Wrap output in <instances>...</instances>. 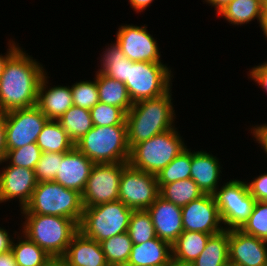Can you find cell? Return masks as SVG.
Wrapping results in <instances>:
<instances>
[{"label": "cell", "instance_id": "5", "mask_svg": "<svg viewBox=\"0 0 267 266\" xmlns=\"http://www.w3.org/2000/svg\"><path fill=\"white\" fill-rule=\"evenodd\" d=\"M74 146L94 164L128 163L130 157L126 125L94 126Z\"/></svg>", "mask_w": 267, "mask_h": 266}, {"label": "cell", "instance_id": "22", "mask_svg": "<svg viewBox=\"0 0 267 266\" xmlns=\"http://www.w3.org/2000/svg\"><path fill=\"white\" fill-rule=\"evenodd\" d=\"M172 263L171 244L158 237L141 244H133L127 264L168 266Z\"/></svg>", "mask_w": 267, "mask_h": 266}, {"label": "cell", "instance_id": "18", "mask_svg": "<svg viewBox=\"0 0 267 266\" xmlns=\"http://www.w3.org/2000/svg\"><path fill=\"white\" fill-rule=\"evenodd\" d=\"M94 163L75 146L63 156L54 182L82 194Z\"/></svg>", "mask_w": 267, "mask_h": 266}, {"label": "cell", "instance_id": "34", "mask_svg": "<svg viewBox=\"0 0 267 266\" xmlns=\"http://www.w3.org/2000/svg\"><path fill=\"white\" fill-rule=\"evenodd\" d=\"M127 233L133 244H141L157 237L150 213L147 209L133 210Z\"/></svg>", "mask_w": 267, "mask_h": 266}, {"label": "cell", "instance_id": "46", "mask_svg": "<svg viewBox=\"0 0 267 266\" xmlns=\"http://www.w3.org/2000/svg\"><path fill=\"white\" fill-rule=\"evenodd\" d=\"M0 266H18L12 250L0 253Z\"/></svg>", "mask_w": 267, "mask_h": 266}, {"label": "cell", "instance_id": "35", "mask_svg": "<svg viewBox=\"0 0 267 266\" xmlns=\"http://www.w3.org/2000/svg\"><path fill=\"white\" fill-rule=\"evenodd\" d=\"M240 230L245 234L267 241V202H255L251 215Z\"/></svg>", "mask_w": 267, "mask_h": 266}, {"label": "cell", "instance_id": "3", "mask_svg": "<svg viewBox=\"0 0 267 266\" xmlns=\"http://www.w3.org/2000/svg\"><path fill=\"white\" fill-rule=\"evenodd\" d=\"M22 233L53 259H61L72 237L79 231L70 218L52 215L23 214Z\"/></svg>", "mask_w": 267, "mask_h": 266}, {"label": "cell", "instance_id": "50", "mask_svg": "<svg viewBox=\"0 0 267 266\" xmlns=\"http://www.w3.org/2000/svg\"><path fill=\"white\" fill-rule=\"evenodd\" d=\"M47 266H66L60 259H53Z\"/></svg>", "mask_w": 267, "mask_h": 266}, {"label": "cell", "instance_id": "44", "mask_svg": "<svg viewBox=\"0 0 267 266\" xmlns=\"http://www.w3.org/2000/svg\"><path fill=\"white\" fill-rule=\"evenodd\" d=\"M10 237L8 231L0 227V253L11 250L13 240Z\"/></svg>", "mask_w": 267, "mask_h": 266}, {"label": "cell", "instance_id": "49", "mask_svg": "<svg viewBox=\"0 0 267 266\" xmlns=\"http://www.w3.org/2000/svg\"><path fill=\"white\" fill-rule=\"evenodd\" d=\"M261 29L263 31V34L265 35V38H267V12H264V16L261 23Z\"/></svg>", "mask_w": 267, "mask_h": 266}, {"label": "cell", "instance_id": "26", "mask_svg": "<svg viewBox=\"0 0 267 266\" xmlns=\"http://www.w3.org/2000/svg\"><path fill=\"white\" fill-rule=\"evenodd\" d=\"M217 15L233 25L241 26L257 19L261 26L264 11L261 0H233Z\"/></svg>", "mask_w": 267, "mask_h": 266}, {"label": "cell", "instance_id": "40", "mask_svg": "<svg viewBox=\"0 0 267 266\" xmlns=\"http://www.w3.org/2000/svg\"><path fill=\"white\" fill-rule=\"evenodd\" d=\"M250 194L256 201L267 202V173L257 176L247 183Z\"/></svg>", "mask_w": 267, "mask_h": 266}, {"label": "cell", "instance_id": "41", "mask_svg": "<svg viewBox=\"0 0 267 266\" xmlns=\"http://www.w3.org/2000/svg\"><path fill=\"white\" fill-rule=\"evenodd\" d=\"M248 76L257 82L267 93V62L254 66V68L249 71Z\"/></svg>", "mask_w": 267, "mask_h": 266}, {"label": "cell", "instance_id": "25", "mask_svg": "<svg viewBox=\"0 0 267 266\" xmlns=\"http://www.w3.org/2000/svg\"><path fill=\"white\" fill-rule=\"evenodd\" d=\"M229 230L211 235L205 249L189 266H229Z\"/></svg>", "mask_w": 267, "mask_h": 266}, {"label": "cell", "instance_id": "13", "mask_svg": "<svg viewBox=\"0 0 267 266\" xmlns=\"http://www.w3.org/2000/svg\"><path fill=\"white\" fill-rule=\"evenodd\" d=\"M116 32V44L133 62L163 63L160 59V49L153 35L148 33L146 25H120Z\"/></svg>", "mask_w": 267, "mask_h": 266}, {"label": "cell", "instance_id": "8", "mask_svg": "<svg viewBox=\"0 0 267 266\" xmlns=\"http://www.w3.org/2000/svg\"><path fill=\"white\" fill-rule=\"evenodd\" d=\"M171 72L163 63L129 60L127 81L124 84L130 100L137 103L165 94L172 88Z\"/></svg>", "mask_w": 267, "mask_h": 266}, {"label": "cell", "instance_id": "32", "mask_svg": "<svg viewBox=\"0 0 267 266\" xmlns=\"http://www.w3.org/2000/svg\"><path fill=\"white\" fill-rule=\"evenodd\" d=\"M100 244L109 266H124L127 264L133 246L127 232L112 236L103 240Z\"/></svg>", "mask_w": 267, "mask_h": 266}, {"label": "cell", "instance_id": "6", "mask_svg": "<svg viewBox=\"0 0 267 266\" xmlns=\"http://www.w3.org/2000/svg\"><path fill=\"white\" fill-rule=\"evenodd\" d=\"M176 129L172 128L135 144L130 149L128 164L157 175L187 147Z\"/></svg>", "mask_w": 267, "mask_h": 266}, {"label": "cell", "instance_id": "45", "mask_svg": "<svg viewBox=\"0 0 267 266\" xmlns=\"http://www.w3.org/2000/svg\"><path fill=\"white\" fill-rule=\"evenodd\" d=\"M9 48L7 53L3 56L2 54H0V78L2 76L3 73V69L5 66V63L7 62L8 58L19 48V45L14 42V41H9Z\"/></svg>", "mask_w": 267, "mask_h": 266}, {"label": "cell", "instance_id": "31", "mask_svg": "<svg viewBox=\"0 0 267 266\" xmlns=\"http://www.w3.org/2000/svg\"><path fill=\"white\" fill-rule=\"evenodd\" d=\"M101 67L98 72L125 83L127 81V72L129 59L116 43H112L101 55Z\"/></svg>", "mask_w": 267, "mask_h": 266}, {"label": "cell", "instance_id": "30", "mask_svg": "<svg viewBox=\"0 0 267 266\" xmlns=\"http://www.w3.org/2000/svg\"><path fill=\"white\" fill-rule=\"evenodd\" d=\"M159 195L165 200L179 207H183L204 194L198 185L189 178L163 185L160 188Z\"/></svg>", "mask_w": 267, "mask_h": 266}, {"label": "cell", "instance_id": "23", "mask_svg": "<svg viewBox=\"0 0 267 266\" xmlns=\"http://www.w3.org/2000/svg\"><path fill=\"white\" fill-rule=\"evenodd\" d=\"M211 234L183 231L172 243V262L189 266L205 249Z\"/></svg>", "mask_w": 267, "mask_h": 266}, {"label": "cell", "instance_id": "51", "mask_svg": "<svg viewBox=\"0 0 267 266\" xmlns=\"http://www.w3.org/2000/svg\"><path fill=\"white\" fill-rule=\"evenodd\" d=\"M262 8L264 12H267V0H261Z\"/></svg>", "mask_w": 267, "mask_h": 266}, {"label": "cell", "instance_id": "42", "mask_svg": "<svg viewBox=\"0 0 267 266\" xmlns=\"http://www.w3.org/2000/svg\"><path fill=\"white\" fill-rule=\"evenodd\" d=\"M251 133L255 137L257 143H259L267 154V124L256 125L251 128Z\"/></svg>", "mask_w": 267, "mask_h": 266}, {"label": "cell", "instance_id": "37", "mask_svg": "<svg viewBox=\"0 0 267 266\" xmlns=\"http://www.w3.org/2000/svg\"><path fill=\"white\" fill-rule=\"evenodd\" d=\"M76 82L70 86L73 105L91 110L99 102L96 78Z\"/></svg>", "mask_w": 267, "mask_h": 266}, {"label": "cell", "instance_id": "15", "mask_svg": "<svg viewBox=\"0 0 267 266\" xmlns=\"http://www.w3.org/2000/svg\"><path fill=\"white\" fill-rule=\"evenodd\" d=\"M0 170V203L19 200L20 210L28 204L37 186L35 171L32 169L7 165Z\"/></svg>", "mask_w": 267, "mask_h": 266}, {"label": "cell", "instance_id": "28", "mask_svg": "<svg viewBox=\"0 0 267 266\" xmlns=\"http://www.w3.org/2000/svg\"><path fill=\"white\" fill-rule=\"evenodd\" d=\"M75 144L94 127L90 110L73 105L58 120Z\"/></svg>", "mask_w": 267, "mask_h": 266}, {"label": "cell", "instance_id": "1", "mask_svg": "<svg viewBox=\"0 0 267 266\" xmlns=\"http://www.w3.org/2000/svg\"><path fill=\"white\" fill-rule=\"evenodd\" d=\"M44 70L42 64L19 47L8 58L0 78V111L36 106Z\"/></svg>", "mask_w": 267, "mask_h": 266}, {"label": "cell", "instance_id": "9", "mask_svg": "<svg viewBox=\"0 0 267 266\" xmlns=\"http://www.w3.org/2000/svg\"><path fill=\"white\" fill-rule=\"evenodd\" d=\"M224 229H240L252 213L256 199L249 192L247 182L229 180L213 194Z\"/></svg>", "mask_w": 267, "mask_h": 266}, {"label": "cell", "instance_id": "19", "mask_svg": "<svg viewBox=\"0 0 267 266\" xmlns=\"http://www.w3.org/2000/svg\"><path fill=\"white\" fill-rule=\"evenodd\" d=\"M66 266H109L101 244L78 231L60 259Z\"/></svg>", "mask_w": 267, "mask_h": 266}, {"label": "cell", "instance_id": "7", "mask_svg": "<svg viewBox=\"0 0 267 266\" xmlns=\"http://www.w3.org/2000/svg\"><path fill=\"white\" fill-rule=\"evenodd\" d=\"M133 209L120 200L84 207L79 231L98 243L112 236L127 232Z\"/></svg>", "mask_w": 267, "mask_h": 266}, {"label": "cell", "instance_id": "12", "mask_svg": "<svg viewBox=\"0 0 267 266\" xmlns=\"http://www.w3.org/2000/svg\"><path fill=\"white\" fill-rule=\"evenodd\" d=\"M160 189L156 175L127 164L122 171L119 200L133 210L148 209L158 198Z\"/></svg>", "mask_w": 267, "mask_h": 266}, {"label": "cell", "instance_id": "39", "mask_svg": "<svg viewBox=\"0 0 267 266\" xmlns=\"http://www.w3.org/2000/svg\"><path fill=\"white\" fill-rule=\"evenodd\" d=\"M64 155L65 153L42 152L34 170L37 182L54 181Z\"/></svg>", "mask_w": 267, "mask_h": 266}, {"label": "cell", "instance_id": "48", "mask_svg": "<svg viewBox=\"0 0 267 266\" xmlns=\"http://www.w3.org/2000/svg\"><path fill=\"white\" fill-rule=\"evenodd\" d=\"M204 1H206L208 4L216 8L215 9L216 14H218L233 0H204Z\"/></svg>", "mask_w": 267, "mask_h": 266}, {"label": "cell", "instance_id": "52", "mask_svg": "<svg viewBox=\"0 0 267 266\" xmlns=\"http://www.w3.org/2000/svg\"><path fill=\"white\" fill-rule=\"evenodd\" d=\"M168 266H186V265H178V264H175V263H171L170 265H168Z\"/></svg>", "mask_w": 267, "mask_h": 266}, {"label": "cell", "instance_id": "2", "mask_svg": "<svg viewBox=\"0 0 267 266\" xmlns=\"http://www.w3.org/2000/svg\"><path fill=\"white\" fill-rule=\"evenodd\" d=\"M171 88L163 95L133 103L126 113L127 139L130 149L137 143L175 128V110Z\"/></svg>", "mask_w": 267, "mask_h": 266}, {"label": "cell", "instance_id": "33", "mask_svg": "<svg viewBox=\"0 0 267 266\" xmlns=\"http://www.w3.org/2000/svg\"><path fill=\"white\" fill-rule=\"evenodd\" d=\"M156 178L159 189L165 184L191 178V150L186 147Z\"/></svg>", "mask_w": 267, "mask_h": 266}, {"label": "cell", "instance_id": "4", "mask_svg": "<svg viewBox=\"0 0 267 266\" xmlns=\"http://www.w3.org/2000/svg\"><path fill=\"white\" fill-rule=\"evenodd\" d=\"M83 209L81 193L49 181L37 183L30 201L21 213L66 217L79 225Z\"/></svg>", "mask_w": 267, "mask_h": 266}, {"label": "cell", "instance_id": "16", "mask_svg": "<svg viewBox=\"0 0 267 266\" xmlns=\"http://www.w3.org/2000/svg\"><path fill=\"white\" fill-rule=\"evenodd\" d=\"M229 264L236 266H267V241L229 230Z\"/></svg>", "mask_w": 267, "mask_h": 266}, {"label": "cell", "instance_id": "38", "mask_svg": "<svg viewBox=\"0 0 267 266\" xmlns=\"http://www.w3.org/2000/svg\"><path fill=\"white\" fill-rule=\"evenodd\" d=\"M90 115L94 126L126 125V114L118 107L98 102Z\"/></svg>", "mask_w": 267, "mask_h": 266}, {"label": "cell", "instance_id": "24", "mask_svg": "<svg viewBox=\"0 0 267 266\" xmlns=\"http://www.w3.org/2000/svg\"><path fill=\"white\" fill-rule=\"evenodd\" d=\"M99 102L120 108L125 114L133 106L126 85L116 79L96 72Z\"/></svg>", "mask_w": 267, "mask_h": 266}, {"label": "cell", "instance_id": "11", "mask_svg": "<svg viewBox=\"0 0 267 266\" xmlns=\"http://www.w3.org/2000/svg\"><path fill=\"white\" fill-rule=\"evenodd\" d=\"M4 114L7 151L36 143L49 120L37 106L15 109Z\"/></svg>", "mask_w": 267, "mask_h": 266}, {"label": "cell", "instance_id": "20", "mask_svg": "<svg viewBox=\"0 0 267 266\" xmlns=\"http://www.w3.org/2000/svg\"><path fill=\"white\" fill-rule=\"evenodd\" d=\"M47 73L43 76L38 89L36 106L49 120H59L73 106L72 94L68 86L48 88Z\"/></svg>", "mask_w": 267, "mask_h": 266}, {"label": "cell", "instance_id": "36", "mask_svg": "<svg viewBox=\"0 0 267 266\" xmlns=\"http://www.w3.org/2000/svg\"><path fill=\"white\" fill-rule=\"evenodd\" d=\"M41 154L42 151L37 143H30L21 148L7 151L5 160L3 162L6 164L9 163L8 165L20 166L35 170Z\"/></svg>", "mask_w": 267, "mask_h": 266}, {"label": "cell", "instance_id": "27", "mask_svg": "<svg viewBox=\"0 0 267 266\" xmlns=\"http://www.w3.org/2000/svg\"><path fill=\"white\" fill-rule=\"evenodd\" d=\"M36 143L42 152L51 153H66L75 145L58 120L46 122Z\"/></svg>", "mask_w": 267, "mask_h": 266}, {"label": "cell", "instance_id": "47", "mask_svg": "<svg viewBox=\"0 0 267 266\" xmlns=\"http://www.w3.org/2000/svg\"><path fill=\"white\" fill-rule=\"evenodd\" d=\"M154 0H129L131 8L137 12H143Z\"/></svg>", "mask_w": 267, "mask_h": 266}, {"label": "cell", "instance_id": "17", "mask_svg": "<svg viewBox=\"0 0 267 266\" xmlns=\"http://www.w3.org/2000/svg\"><path fill=\"white\" fill-rule=\"evenodd\" d=\"M147 211L150 213L156 236L172 245L184 231L181 207L159 195Z\"/></svg>", "mask_w": 267, "mask_h": 266}, {"label": "cell", "instance_id": "10", "mask_svg": "<svg viewBox=\"0 0 267 266\" xmlns=\"http://www.w3.org/2000/svg\"><path fill=\"white\" fill-rule=\"evenodd\" d=\"M128 163L94 164L81 194L83 207L119 200L120 178Z\"/></svg>", "mask_w": 267, "mask_h": 266}, {"label": "cell", "instance_id": "29", "mask_svg": "<svg viewBox=\"0 0 267 266\" xmlns=\"http://www.w3.org/2000/svg\"><path fill=\"white\" fill-rule=\"evenodd\" d=\"M18 237L17 243L13 239L11 248L18 266H47L53 260L50 255L25 235Z\"/></svg>", "mask_w": 267, "mask_h": 266}, {"label": "cell", "instance_id": "53", "mask_svg": "<svg viewBox=\"0 0 267 266\" xmlns=\"http://www.w3.org/2000/svg\"><path fill=\"white\" fill-rule=\"evenodd\" d=\"M124 266H145V265H134V264H126Z\"/></svg>", "mask_w": 267, "mask_h": 266}, {"label": "cell", "instance_id": "43", "mask_svg": "<svg viewBox=\"0 0 267 266\" xmlns=\"http://www.w3.org/2000/svg\"><path fill=\"white\" fill-rule=\"evenodd\" d=\"M6 152H7V146H6L4 114L0 111V165L5 160Z\"/></svg>", "mask_w": 267, "mask_h": 266}, {"label": "cell", "instance_id": "21", "mask_svg": "<svg viewBox=\"0 0 267 266\" xmlns=\"http://www.w3.org/2000/svg\"><path fill=\"white\" fill-rule=\"evenodd\" d=\"M219 159L206 151L191 152V179L203 194L213 195L221 178Z\"/></svg>", "mask_w": 267, "mask_h": 266}, {"label": "cell", "instance_id": "14", "mask_svg": "<svg viewBox=\"0 0 267 266\" xmlns=\"http://www.w3.org/2000/svg\"><path fill=\"white\" fill-rule=\"evenodd\" d=\"M181 210L184 231L203 232L214 235L224 230L219 209L213 195L204 194L200 198L181 207Z\"/></svg>", "mask_w": 267, "mask_h": 266}]
</instances>
